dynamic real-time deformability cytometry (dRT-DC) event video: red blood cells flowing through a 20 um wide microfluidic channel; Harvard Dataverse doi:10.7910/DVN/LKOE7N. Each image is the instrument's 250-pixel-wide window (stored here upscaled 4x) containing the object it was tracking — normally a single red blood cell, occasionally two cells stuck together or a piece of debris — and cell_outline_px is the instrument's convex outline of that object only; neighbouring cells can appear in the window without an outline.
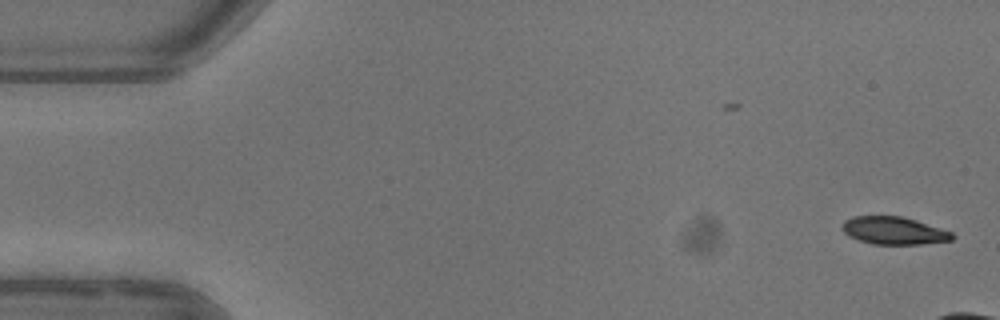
{"species": "common noctule bat (a hibernating species)", "species_latin": "Nyctalus noctula", "temperature_condition": "warm", "stored_images_in_passage": 4, "camera_frame_rate_fps": 3000, "um_per_image_px": 0.085, "animal": {"sex": "female"}, "frame": {"image": 1, "passage_image": 1, "time_ms": 0.0, "image_size_px": [1000, 320], "cell_outline_px": [[956, 236], [952, 240], [920, 244], [872, 244], [848, 236], [840, 228], [840, 224], [844, 220], [852, 216], [900, 216], [916, 220], [952, 232]], "centroid_in_image_um": [75.94, 19.6], "position_along_channel_um": 9.1, "area_um2": 17.8}}